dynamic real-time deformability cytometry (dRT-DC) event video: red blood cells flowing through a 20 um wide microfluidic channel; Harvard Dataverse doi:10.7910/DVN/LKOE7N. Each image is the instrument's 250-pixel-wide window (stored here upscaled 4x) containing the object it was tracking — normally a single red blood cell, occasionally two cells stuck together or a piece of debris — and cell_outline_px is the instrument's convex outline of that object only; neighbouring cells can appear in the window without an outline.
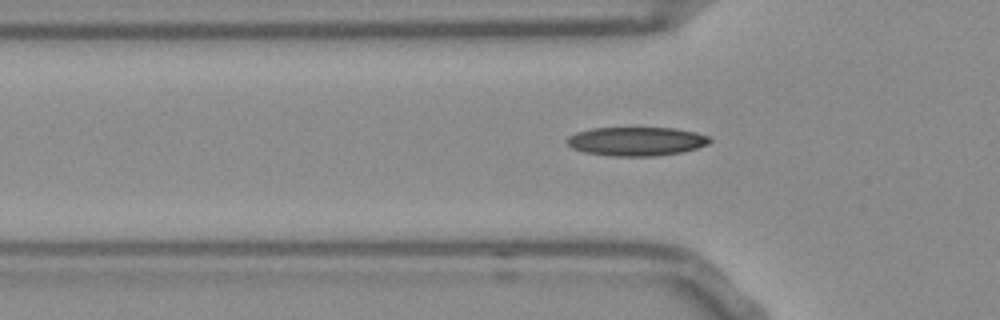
{"species": "Egyptian fruit bat (a non-hibernating species)", "species_latin": "Rousettus aegyptiacus", "temperature_condition": "room temperature", "stored_images_in_passage": 39, "camera_frame_rate_fps": 3000, "um_per_image_px": 0.085, "frame": {"image": 1, "passage_image": 3, "time_ms": 0.667, "image_size_px": [1000, 320], "cell_outline_px": [[712, 140], [708, 144], [696, 148], [680, 152], [656, 156], [612, 156], [584, 152], [572, 148], [564, 140], [568, 136], [576, 132], [592, 128], [672, 128], [696, 132], [708, 136]], "centroid_in_image_um": [54.06, 12.01], "position_along_channel_um": 71.7, "area_um2": 23.99}}
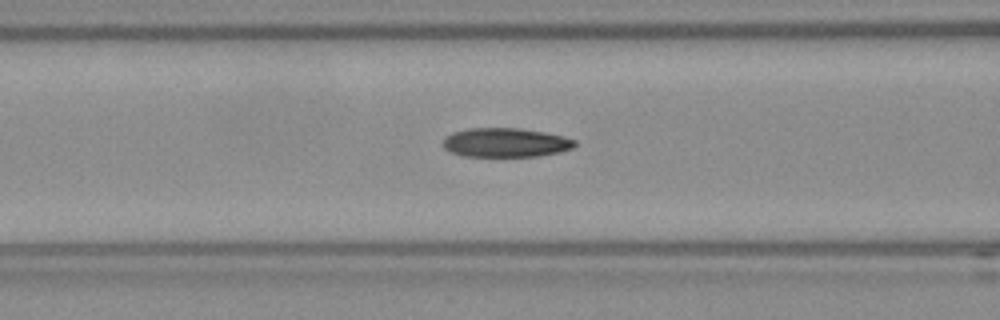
{"frame": {"image": 2, "passage_image": 7, "time_ms": 2.0, "image_size_px": [1000, 320], "cell_outline_px": [[576, 144], [572, 148], [560, 152], [536, 156], [464, 156], [452, 152], [444, 148], [444, 136], [452, 132], [468, 128], [520, 128], [544, 132], [564, 136], [576, 140]], "centroid_in_image_um": [42.98, 12.11], "position_along_channel_um": 123.6, "area_um2": 22.37}}
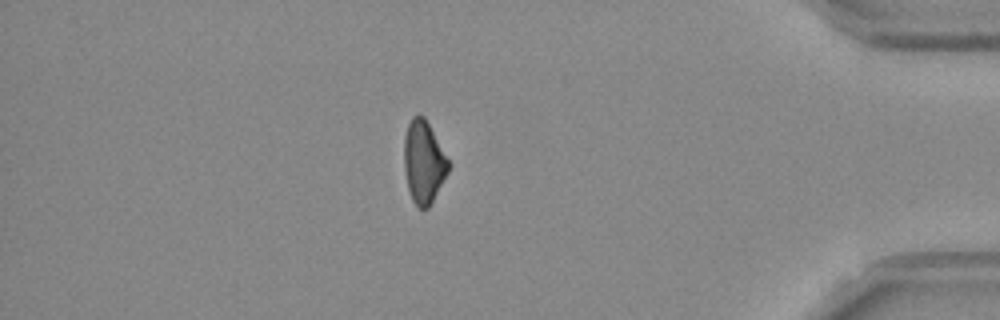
{"frame": {"image": 3, "passage_image": 32, "time_ms": 10.333, "image_size_px": [1000, 320], "cell_outline_px": [[448, 172], [428, 208], [420, 208], [412, 200], [408, 188], [404, 168], [404, 136], [408, 124], [412, 116], [424, 116], [448, 160]], "centroid_in_image_um": [35.98, 13.77], "position_along_channel_um": 399.2, "area_um2": 20.81}, "authors_computed_cell_mechanics": {"area_um2": 22.4264, "velocity_mm_per_s": 3.8059, "shape_relaxation_time_tau1_ms": 7.6575, "shape_relaxation_time_tau2_ms": null, "deformation_change_tau1": 0.1736, "deformation_change_tau2": null}}